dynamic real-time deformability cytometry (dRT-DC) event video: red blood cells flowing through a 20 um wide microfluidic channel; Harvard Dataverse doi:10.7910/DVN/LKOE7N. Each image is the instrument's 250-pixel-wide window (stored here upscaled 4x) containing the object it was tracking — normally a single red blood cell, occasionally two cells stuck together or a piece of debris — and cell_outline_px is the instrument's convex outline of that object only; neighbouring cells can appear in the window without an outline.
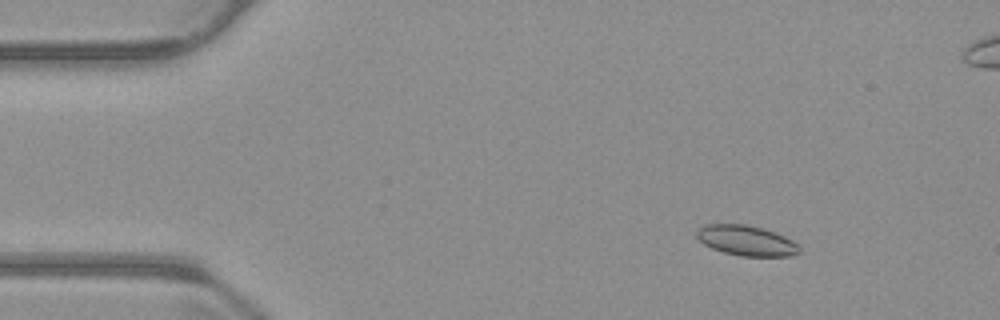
{"species": "common noctule bat (a hibernating species)", "species_latin": "Nyctalus noctula", "temperature_condition": "warm", "stored_images_in_passage": 57, "camera_frame_rate_fps": 3000, "um_per_image_px": 0.085, "animal": {"sex": "male", "body_mass_g": 23.1, "forearm_length_mm": 52.7}, "frame": {"image": 1, "passage_image": 8, "time_ms": 2.333, "image_size_px": [1000, 320], "cell_outline_px": [[800, 252], [792, 256], [740, 256], [724, 252], [712, 248], [704, 244], [696, 236], [696, 228], [704, 224], [748, 224], [764, 228], [784, 236], [792, 240], [800, 248]], "centroid_in_image_um": [63.42, 20.43], "position_along_channel_um": 21.6, "area_um2": 18.21}}
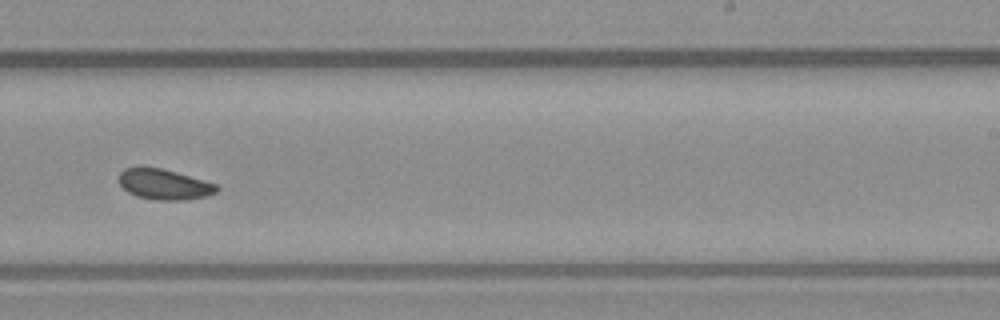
{"frame": {"image": 2, "passage_image": 35, "time_ms": 11.333, "image_size_px": [1000, 320], "cell_outline_px": [[220, 188], [216, 192], [204, 196], [184, 200], [156, 200], [136, 196], [128, 192], [120, 184], [120, 172], [124, 168], [160, 168], [176, 172], [216, 184]], "centroid_in_image_um": [13.96, 15.68], "position_along_channel_um": 275.0, "area_um2": 16.99}}
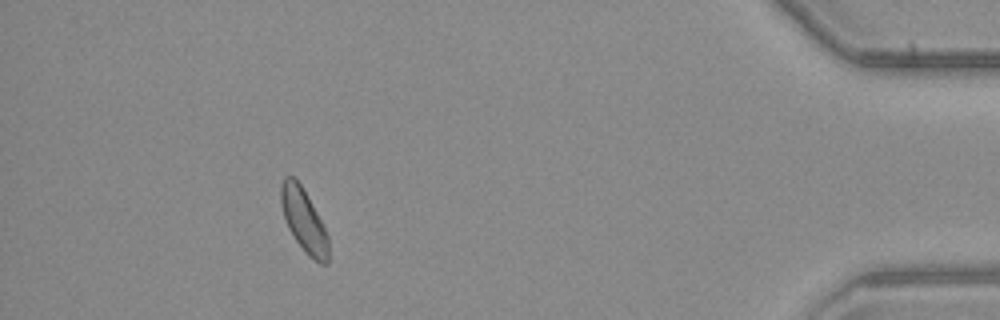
{"frame": {"image": 3, "passage_image": 51, "time_ms": 16.667, "image_size_px": [1000, 320], "cell_outline_px": [[328, 264], [320, 264], [308, 256], [296, 240], [288, 228], [280, 204], [280, 184], [284, 176], [292, 176], [300, 184], [316, 212], [328, 236]], "centroid_in_image_um": [25.8, 18.74], "position_along_channel_um": 409.4, "area_um2": 17.22}, "authors_computed_cell_mechanics": {"area_um2": 17.6868, "velocity_mm_per_s": 3.7027, "shape_relaxation_time_tau1_ms": 4.9997, "shape_relaxation_time_tau2_ms": 4.146, "deformation_change_tau1": 0.0553, "deformation_change_tau2": 0.0736}}